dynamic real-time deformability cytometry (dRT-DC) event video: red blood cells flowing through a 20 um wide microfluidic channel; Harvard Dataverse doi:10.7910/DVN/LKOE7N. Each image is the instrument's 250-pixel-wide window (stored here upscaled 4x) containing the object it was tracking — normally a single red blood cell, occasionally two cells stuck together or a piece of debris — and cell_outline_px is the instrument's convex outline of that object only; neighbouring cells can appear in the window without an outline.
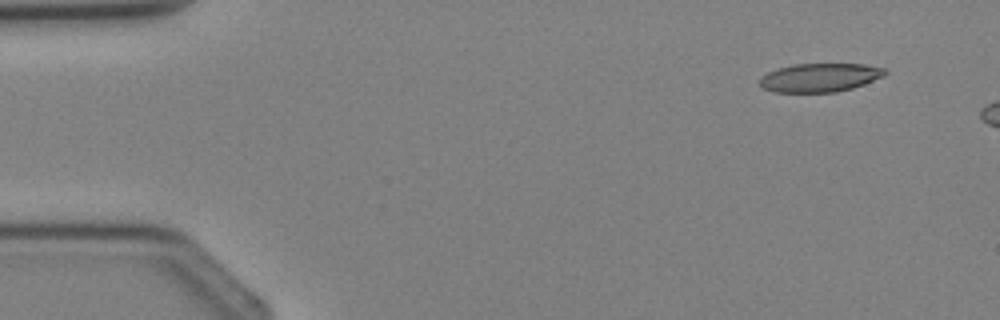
{"species": "Egyptian fruit bat (a non-hibernating species)", "species_latin": "Rousettus aegyptiacus", "temperature_condition": "cold", "stored_images_in_passage": 3, "camera_frame_rate_fps": 3000, "um_per_image_px": 0.085, "animal": {"sex": "female"}, "frame": {"image": 1, "passage_image": 1, "time_ms": 0.0, "image_size_px": [1000, 320], "cell_outline_px": [[888, 72], [884, 76], [864, 84], [852, 88], [836, 92], [772, 92], [764, 88], [760, 84], [760, 76], [776, 68], [792, 64], [864, 64], [884, 68]], "centroid_in_image_um": [69.68, 6.59], "position_along_channel_um": 15.3, "area_um2": 20.98}}